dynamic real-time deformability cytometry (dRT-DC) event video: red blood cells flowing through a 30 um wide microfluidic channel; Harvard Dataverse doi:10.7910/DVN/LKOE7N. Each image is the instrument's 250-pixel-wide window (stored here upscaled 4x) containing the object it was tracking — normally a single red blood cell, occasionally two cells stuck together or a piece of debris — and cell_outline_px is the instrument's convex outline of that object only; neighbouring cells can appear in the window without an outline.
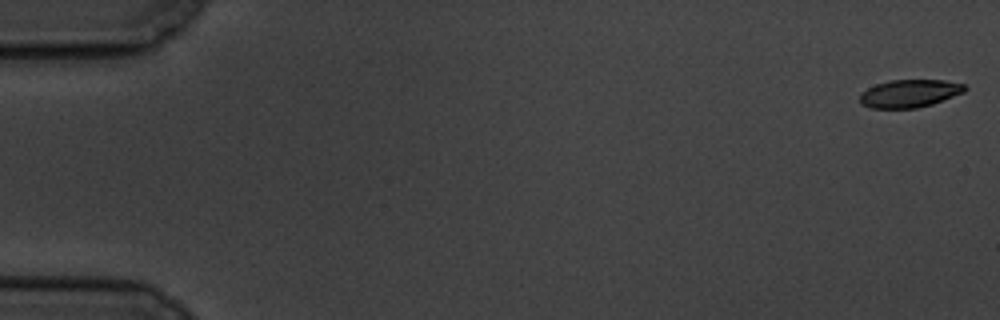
{"species": "common noctule bat (a hibernating species)", "species_latin": "Nyctalus noctula", "temperature_condition": "cold", "stored_images_in_passage": 58, "camera_frame_rate_fps": 3000, "um_per_image_px": 0.085, "animal": {"sex": "male", "body_mass_g": 19.5, "forearm_length_mm": 54.6}, "frame": {"image": 1, "passage_image": 1, "time_ms": 0.0, "image_size_px": [1000, 320], "cell_outline_px": [[968, 88], [964, 92], [932, 104], [916, 108], [872, 108], [860, 104], [860, 92], [876, 84], [888, 80], [944, 80], [964, 84]], "centroid_in_image_um": [77.29, 7.94], "position_along_channel_um": 7.7, "area_um2": 17.05}}
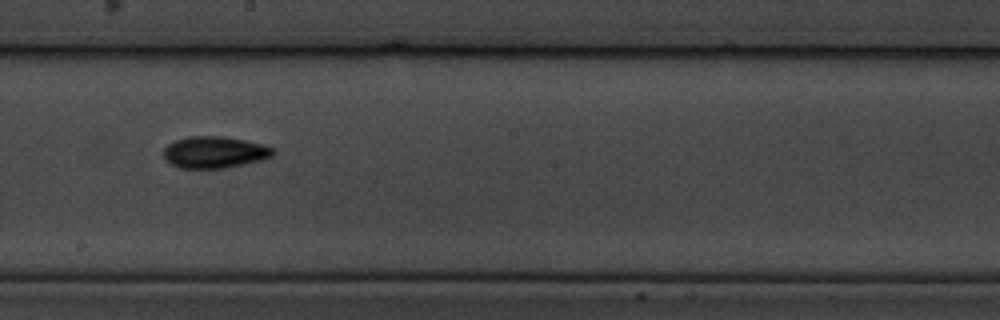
{"frame": {"image": 2, "passage_image": 33, "time_ms": 10.667, "image_size_px": [1000, 320], "cell_outline_px": [[276, 152], [272, 156], [264, 160], [224, 168], [180, 168], [164, 160], [164, 148], [168, 144], [176, 140], [188, 136], [224, 136], [264, 144], [272, 148]], "centroid_in_image_um": [18.25, 12.94], "position_along_channel_um": 229.9, "area_um2": 20.35}}
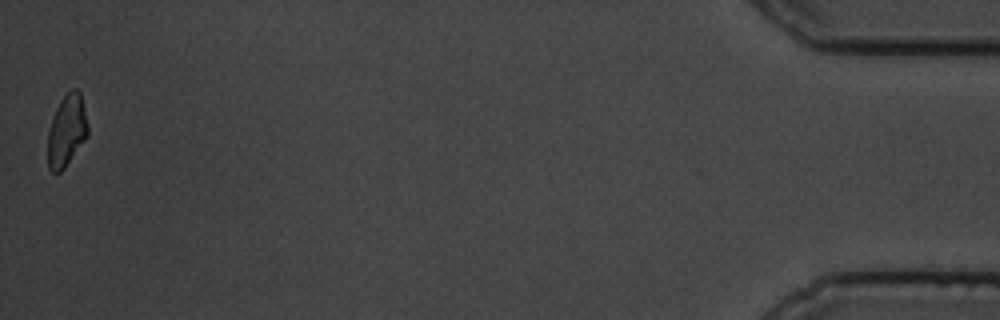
{"frame": {"image": 3, "passage_image": 58, "time_ms": 19.0, "image_size_px": [1000, 320], "cell_outline_px": [[88, 136], [64, 168], [60, 172], [52, 172], [48, 168], [48, 132], [56, 108], [60, 100], [72, 88], [76, 88], [80, 92], [88, 124]], "centroid_in_image_um": [5.68, 11.1], "position_along_channel_um": 429.5, "area_um2": 16.65}, "authors_computed_cell_mechanics": {"area_um2": 18.5827, "velocity_mm_per_s": 3.4696, "shape_relaxation_time_tau1_ms": 3.6905, "shape_relaxation_time_tau2_ms": 3.721, "deformation_change_tau1": 0.1099, "deformation_change_tau2": 0.0907}}